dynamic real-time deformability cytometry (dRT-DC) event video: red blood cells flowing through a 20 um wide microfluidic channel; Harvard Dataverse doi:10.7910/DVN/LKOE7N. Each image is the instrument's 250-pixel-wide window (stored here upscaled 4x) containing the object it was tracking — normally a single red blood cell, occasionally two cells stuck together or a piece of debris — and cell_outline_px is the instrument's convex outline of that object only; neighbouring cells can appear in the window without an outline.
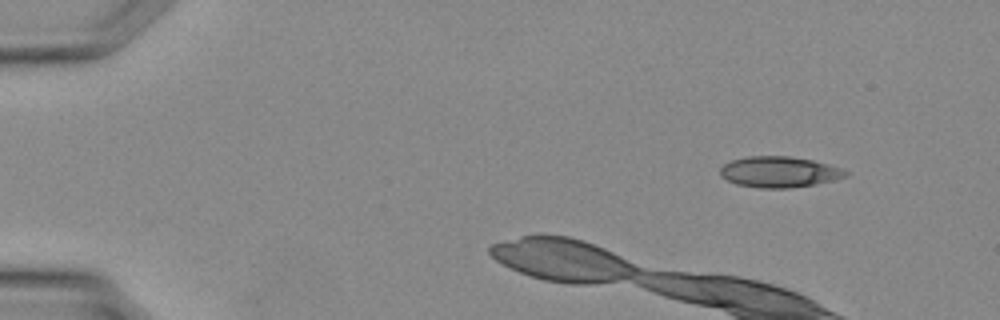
{"species": "Egyptian fruit bat (a non-hibernating species)", "species_latin": "Rousettus aegyptiacus", "temperature_condition": "warm", "stored_images_in_passage": 5, "camera_frame_rate_fps": 3000, "um_per_image_px": 0.085, "animal": {"sex": "female"}, "frame": {"image": 1, "passage_image": 1, "time_ms": 0.0, "image_size_px": [1000, 320], "cell_outline_px": [[848, 176], [816, 184], [792, 188], [760, 188], [736, 184], [720, 176], [720, 168], [724, 164], [732, 160], [748, 156], [788, 156], [812, 160], [828, 164], [840, 168], [848, 172]], "centroid_in_image_um": [66.22, 14.62], "position_along_channel_um": 18.8, "area_um2": 22.54}}